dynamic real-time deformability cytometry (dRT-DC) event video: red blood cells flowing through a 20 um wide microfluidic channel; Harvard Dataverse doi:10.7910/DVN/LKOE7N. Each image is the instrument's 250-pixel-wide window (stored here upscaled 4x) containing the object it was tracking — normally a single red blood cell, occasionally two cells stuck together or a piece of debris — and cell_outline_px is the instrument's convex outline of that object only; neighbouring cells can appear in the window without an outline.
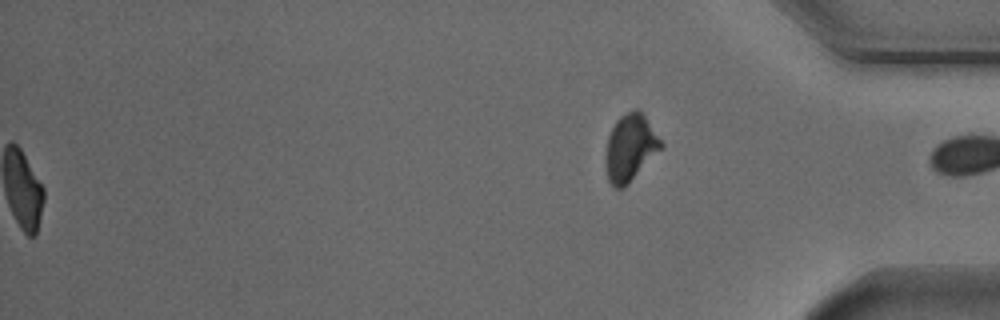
{"species": "Egyptian fruit bat (a non-hibernating species)", "species_latin": "Rousettus aegyptiacus", "temperature_condition": "cold", "stored_images_in_passage": 54, "segment_of_instrument_passage": [2, 2], "camera_frame_rate_fps": 3000, "um_per_image_px": 0.085, "animal": {"sex": "male"}, "frame": {"image": 1, "passage_image": 54, "time_ms": 17.667, "image_size_px": [1000, 320], "cell_outline_px": [[664, 144], [628, 184], [624, 188], [616, 188], [608, 180], [604, 164], [604, 160], [608, 136], [616, 120], [620, 116], [636, 108], [640, 108]], "centroid_in_image_um": [53.54, 12.53], "position_along_channel_um": 381.7, "area_um2": 21.5}}